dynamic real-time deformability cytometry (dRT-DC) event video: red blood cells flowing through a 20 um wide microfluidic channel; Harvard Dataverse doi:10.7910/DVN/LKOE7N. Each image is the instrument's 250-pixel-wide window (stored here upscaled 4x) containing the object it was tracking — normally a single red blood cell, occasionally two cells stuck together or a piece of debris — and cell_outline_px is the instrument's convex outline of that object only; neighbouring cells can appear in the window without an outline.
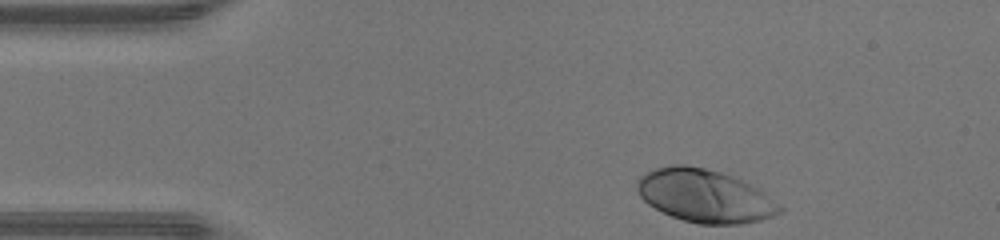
{"species": "human", "species_latin": "Homo sapiens", "temperature_condition": "warm", "stored_images_in_passage": 31, "camera_frame_rate_fps": 3000, "um_per_image_px": 0.085, "donor": {"sex": "male"}, "frame": {"image": 1, "passage_image": 1, "time_ms": 0.0, "image_size_px": [1000, 240], "cell_outline_px": [[784, 212], [760, 220], [740, 224], [700, 224], [684, 220], [672, 216], [648, 204], [640, 196], [636, 188], [636, 180], [640, 176], [656, 168], [672, 164], [684, 164], [704, 168], [720, 172], [732, 176], [764, 192], [784, 208]], "centroid_in_image_um": [59.9, 16.65], "position_along_channel_um": 25.1, "area_um2": 43.75}}
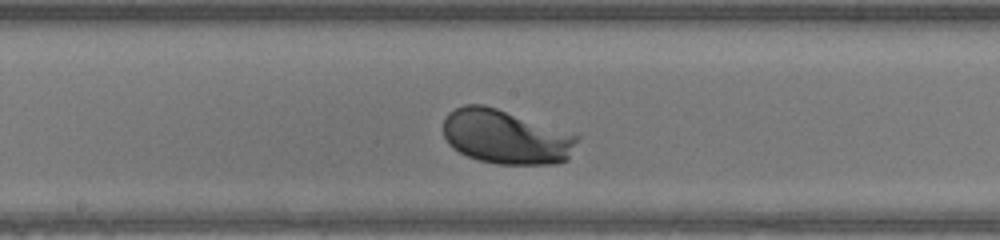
{"frame": {"image": 2, "passage_image": 18, "time_ms": 5.667, "image_size_px": [1000, 240], "cell_outline_px": [[580, 136], [568, 160], [556, 164], [496, 164], [480, 160], [468, 156], [452, 148], [448, 144], [444, 136], [444, 120], [448, 112], [464, 104], [484, 104]], "centroid_in_image_um": [42.98, 11.64], "position_along_channel_um": 205.2, "area_um2": 42.14}}
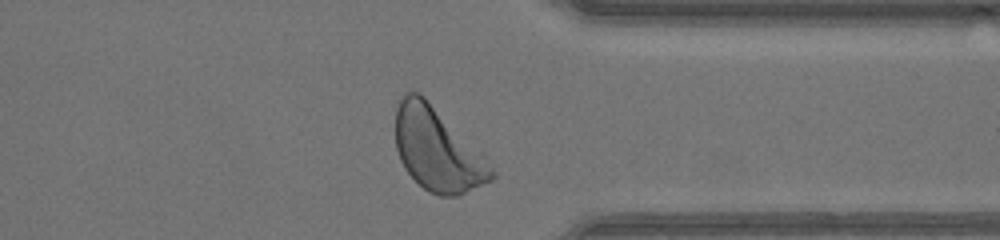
{"frame": {"image": 3, "passage_image": 30, "time_ms": 9.667, "image_size_px": [1000, 240], "cell_outline_px": [[496, 176], [492, 180], [456, 196], [440, 196], [428, 192], [404, 168], [400, 160], [396, 148], [396, 108], [400, 100], [408, 92], [420, 92], [484, 152], [496, 172]], "centroid_in_image_um": [37.23, 12.7], "position_along_channel_um": 374.2, "area_um2": 46.93}, "authors_computed_cell_mechanics": {"area_um2": 41.616, "velocity_mm_per_s": 4.3601, "shape_relaxation_time_tau1_ms": 1.2644, "shape_relaxation_time_tau2_ms": null, "deformation_change_tau1": 0.1204, "deformation_change_tau2": null}}